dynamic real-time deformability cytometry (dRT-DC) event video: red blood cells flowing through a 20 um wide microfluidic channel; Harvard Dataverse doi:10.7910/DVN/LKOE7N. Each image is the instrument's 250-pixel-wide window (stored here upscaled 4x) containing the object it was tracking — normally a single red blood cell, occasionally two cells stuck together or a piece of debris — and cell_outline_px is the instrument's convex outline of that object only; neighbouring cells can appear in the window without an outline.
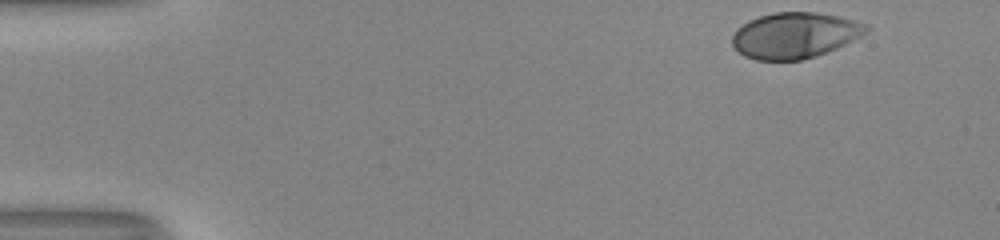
{"species": "human", "species_latin": "Homo sapiens", "temperature_condition": "room temperature", "stored_images_in_passage": 39, "camera_frame_rate_fps": 3000, "um_per_image_px": 0.085, "donor": {"sex": "male"}, "frame": {"image": 1, "passage_image": 1, "time_ms": 0.0, "image_size_px": [1000, 240], "cell_outline_px": [[872, 28], [868, 32], [836, 48], [816, 56], [800, 60], [756, 60], [744, 56], [732, 44], [732, 36], [736, 28], [748, 20], [772, 12], [816, 12], [840, 16], [868, 24]], "centroid_in_image_um": [67.56, 2.99], "position_along_channel_um": 17.4, "area_um2": 35.95}}
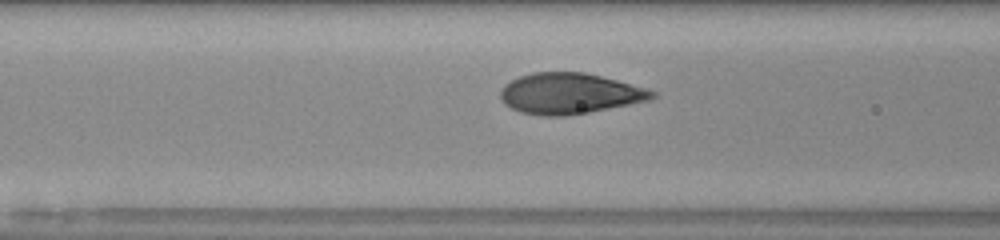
{"frame": {"image": 2, "passage_image": 18, "time_ms": 5.667, "image_size_px": [1000, 240], "cell_outline_px": [[656, 96], [648, 100], [588, 112], [564, 116], [544, 116], [520, 112], [504, 104], [500, 96], [500, 92], [504, 84], [520, 76], [532, 72], [584, 72], [648, 88], [656, 92]], "centroid_in_image_um": [48.39, 7.94], "position_along_channel_um": 118.2, "area_um2": 35.84}}
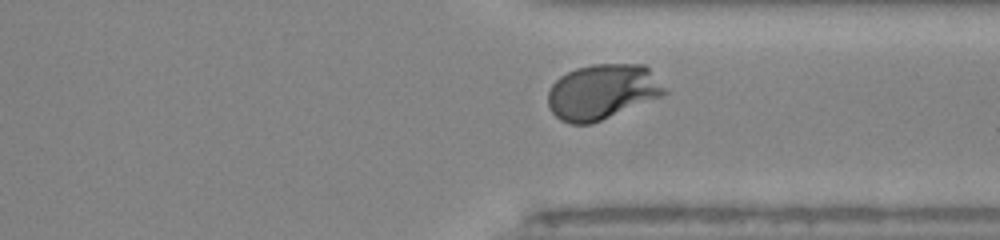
{"frame": {"image": 3, "passage_image": 36, "time_ms": 11.667, "image_size_px": [1000, 240], "cell_outline_px": [[668, 92], [664, 96], [592, 124], [568, 124], [560, 120], [548, 108], [548, 92], [552, 84], [560, 76], [576, 68], [592, 64], [644, 64], [648, 68]], "centroid_in_image_um": [51.18, 7.82], "position_along_channel_um": 360.2, "area_um2": 37.74}, "authors_computed_cell_mechanics": {"area_um2": 36.125, "velocity_mm_per_s": 4.0294, "shape_relaxation_time_tau1_ms": 3.3985, "shape_relaxation_time_tau2_ms": null, "deformation_change_tau1": 0.2219, "deformation_change_tau2": null}}